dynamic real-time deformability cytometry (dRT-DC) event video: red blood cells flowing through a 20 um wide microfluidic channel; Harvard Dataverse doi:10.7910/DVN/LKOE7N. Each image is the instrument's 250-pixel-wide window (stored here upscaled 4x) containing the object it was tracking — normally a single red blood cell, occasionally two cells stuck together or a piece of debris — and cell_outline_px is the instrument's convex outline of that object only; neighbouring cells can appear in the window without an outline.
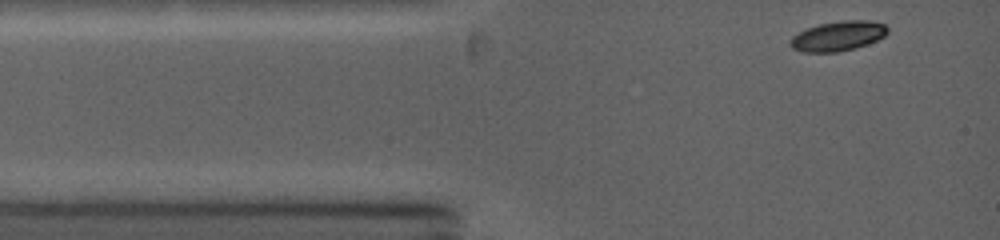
{"species": "common noctule bat (a hibernating species)", "species_latin": "Nyctalus noctula", "temperature_condition": "warm", "stored_images_in_passage": 37, "camera_frame_rate_fps": 5000, "um_per_image_px": 0.085, "animal": {"sex": "female", "body_mass_g": 19.0, "forearm_length_mm": 53.3}, "frame": {"image": 1, "passage_image": 1, "time_ms": 0.0, "image_size_px": [1000, 240], "cell_outline_px": [[888, 32], [884, 36], [876, 40], [856, 48], [836, 52], [804, 52], [792, 48], [788, 44], [792, 36], [808, 28], [820, 24], [844, 20], [868, 20], [884, 24], [888, 28]], "centroid_in_image_um": [71.23, 3.07], "position_along_channel_um": 13.8, "area_um2": 16.76}}
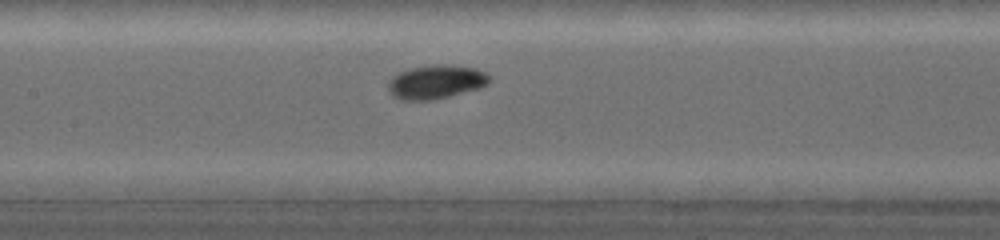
{"frame": {"image": 2, "passage_image": 19, "time_ms": 4.6, "image_size_px": [1000, 240], "cell_outline_px": [[488, 84], [480, 88], [432, 100], [400, 100], [392, 96], [388, 92], [388, 80], [392, 76], [408, 68], [440, 64], [452, 64], [476, 68], [488, 72]], "centroid_in_image_um": [37.03, 6.95], "position_along_channel_um": 170.4, "area_um2": 20.17}}
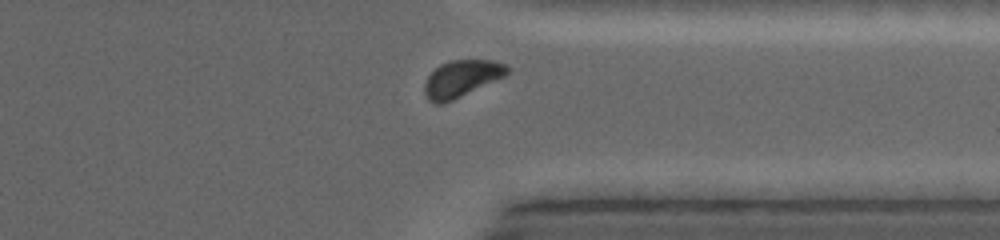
{"frame": {"image": 3, "passage_image": 35, "time_ms": 9.4, "image_size_px": [1000, 240], "cell_outline_px": [[512, 68], [504, 76], [452, 100], [440, 104], [436, 104], [428, 100], [424, 92], [424, 84], [428, 76], [440, 64], [448, 60], [492, 60], [504, 64]], "centroid_in_image_um": [39.21, 6.67], "position_along_channel_um": 372.2, "area_um2": 17.51}, "authors_computed_cell_mechanics": {"area_um2": 18.5538, "velocity_mm_per_s": 4.2074, "shape_relaxation_time_tau1_ms": 2.4672, "shape_relaxation_time_tau2_ms": null, "deformation_change_tau1": 0.113, "deformation_change_tau2": null}}